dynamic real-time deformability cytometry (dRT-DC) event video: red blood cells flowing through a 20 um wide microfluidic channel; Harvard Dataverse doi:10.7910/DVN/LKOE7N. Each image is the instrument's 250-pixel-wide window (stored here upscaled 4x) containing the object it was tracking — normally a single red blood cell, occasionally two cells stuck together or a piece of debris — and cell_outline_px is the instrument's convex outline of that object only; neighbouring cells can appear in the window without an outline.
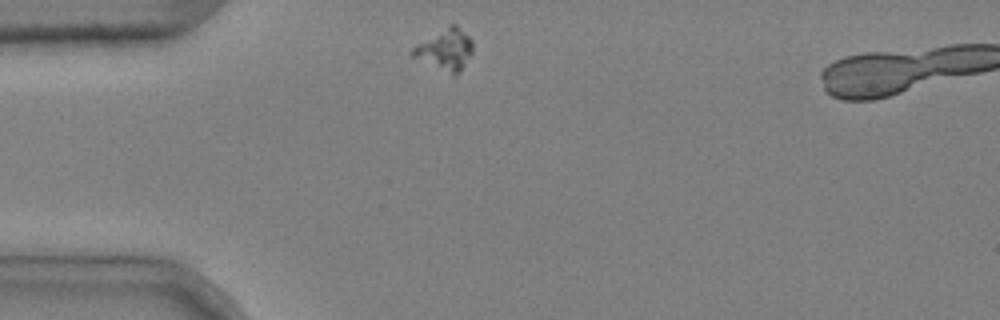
{"species": "common noctule bat (a hibernating species)", "species_latin": "Nyctalus noctula", "temperature_condition": "cold", "stored_images_in_passage": 33, "camera_frame_rate_fps": 3000, "um_per_image_px": 0.085, "animal": {"sex": "male", "body_mass_g": 20.4}, "frame": {"image": 1, "passage_image": 1, "time_ms": 0.0, "image_size_px": [1000, 320], "cell_outline_px": [[472, 52], [456, 76], [452, 76], [412, 56], [408, 52], [416, 44], [452, 24], [456, 24], [472, 40]], "centroid_in_image_um": [37.82, 4.24], "position_along_channel_um": 47.2, "area_um2": 14.22}}
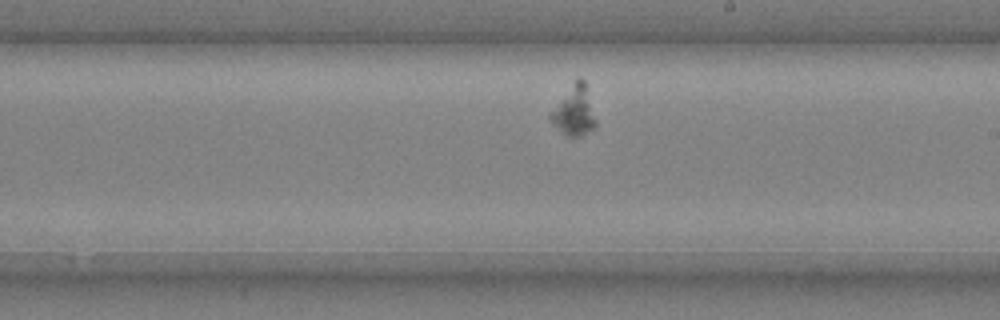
{"frame": {"image": 2, "passage_image": 19, "time_ms": 6.0, "image_size_px": [1000, 320], "cell_outline_px": [[596, 124], [592, 128], [580, 136], [568, 136], [560, 132], [548, 116], [548, 112], [576, 80], [580, 76], [584, 80], [596, 120]], "centroid_in_image_um": [48.77, 9.43], "position_along_channel_um": 240.2, "area_um2": 12.77}}
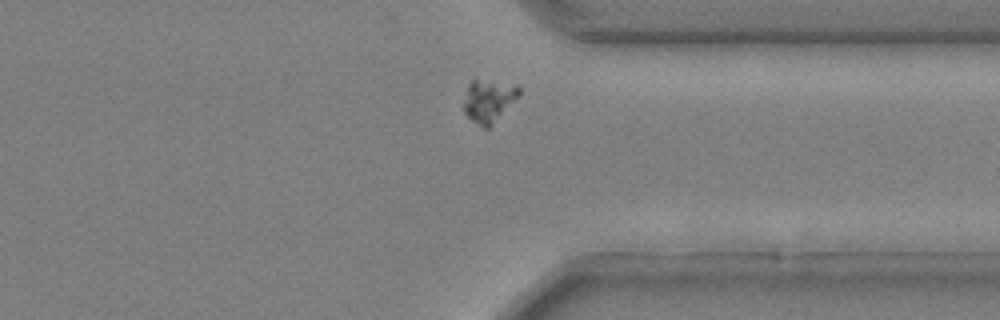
{"frame": {"image": 3, "passage_image": 30, "time_ms": 9.667, "image_size_px": [1000, 320], "cell_outline_px": [[520, 96], [488, 128], [484, 128], [472, 120], [464, 112], [464, 100], [468, 84], [472, 80], [476, 80], [516, 84], [520, 88]], "centroid_in_image_um": [41.56, 8.56], "position_along_channel_um": 369.8, "area_um2": 13.53}}